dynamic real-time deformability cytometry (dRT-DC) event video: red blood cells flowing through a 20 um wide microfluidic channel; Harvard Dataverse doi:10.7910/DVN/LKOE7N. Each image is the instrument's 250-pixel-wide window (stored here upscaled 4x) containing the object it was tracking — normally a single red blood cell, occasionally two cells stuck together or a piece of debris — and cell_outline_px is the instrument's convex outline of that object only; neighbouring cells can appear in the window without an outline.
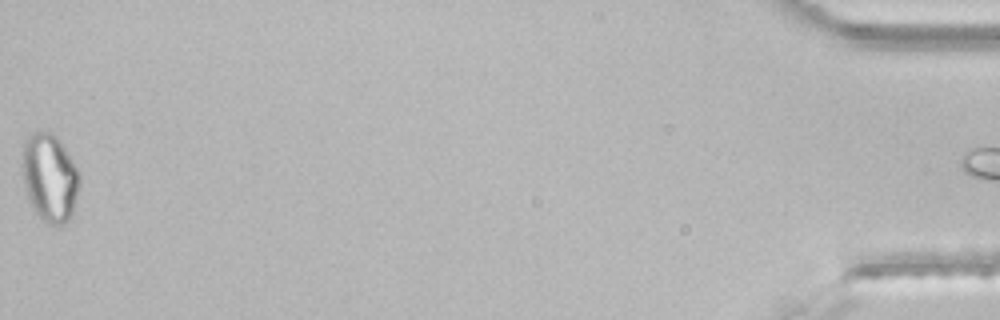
{"species": "common noctule bat (a hibernating species)", "species_latin": "Nyctalus noctula", "temperature_condition": "room temperature", "stored_images_in_passage": 44, "segment_of_instrument_passage": [2, 2], "camera_frame_rate_fps": 3000, "um_per_image_px": 0.085, "animal": {"sex": "male", "body_mass_g": 21.5, "forearm_length_mm": 52.0}, "frame": {"image": 1, "passage_image": 43, "time_ms": 14.0, "image_size_px": [1000, 320], "cell_outline_px": [[80, 180], [72, 212], [68, 220], [60, 224], [48, 224], [32, 208], [24, 184], [20, 164], [24, 140], [32, 132], [52, 132], [56, 136], [64, 148], [76, 168], [80, 176]], "centroid_in_image_um": [4.18, 15.06], "position_along_channel_um": 431.0, "area_um2": 29.07}}